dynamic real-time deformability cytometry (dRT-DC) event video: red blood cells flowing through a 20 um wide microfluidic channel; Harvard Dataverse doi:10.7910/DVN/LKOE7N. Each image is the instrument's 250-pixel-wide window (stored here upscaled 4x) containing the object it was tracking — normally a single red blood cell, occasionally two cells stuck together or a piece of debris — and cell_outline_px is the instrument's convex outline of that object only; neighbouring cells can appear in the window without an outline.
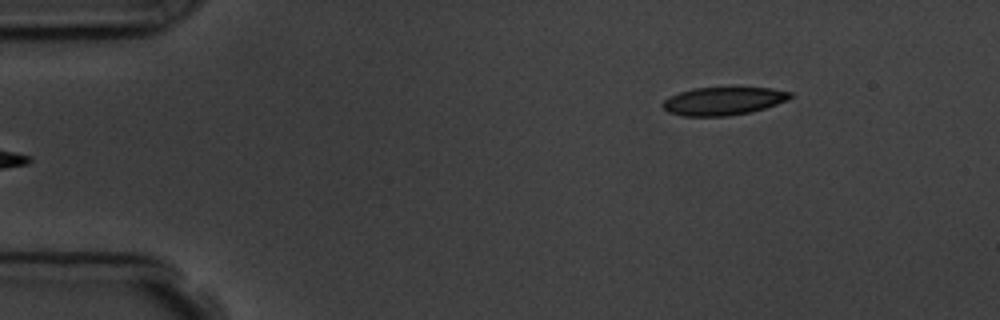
{"species": "common noctule bat (a hibernating species)", "species_latin": "Nyctalus noctula", "temperature_condition": "room temperature", "stored_images_in_passage": 5, "camera_frame_rate_fps": 3000, "um_per_image_px": 0.085, "animal": {"sex": "male", "body_mass_g": 19.5, "forearm_length_mm": 54.6}, "frame": {"image": 1, "passage_image": 5, "time_ms": 5.333, "image_size_px": [1000, 320], "cell_outline_px": [[792, 96], [788, 100], [764, 108], [748, 112], [728, 116], [684, 116], [668, 112], [660, 104], [668, 96], [692, 88], [772, 88], [792, 92]], "centroid_in_image_um": [61.45, 8.59], "position_along_channel_um": 23.6, "area_um2": 20.75}}